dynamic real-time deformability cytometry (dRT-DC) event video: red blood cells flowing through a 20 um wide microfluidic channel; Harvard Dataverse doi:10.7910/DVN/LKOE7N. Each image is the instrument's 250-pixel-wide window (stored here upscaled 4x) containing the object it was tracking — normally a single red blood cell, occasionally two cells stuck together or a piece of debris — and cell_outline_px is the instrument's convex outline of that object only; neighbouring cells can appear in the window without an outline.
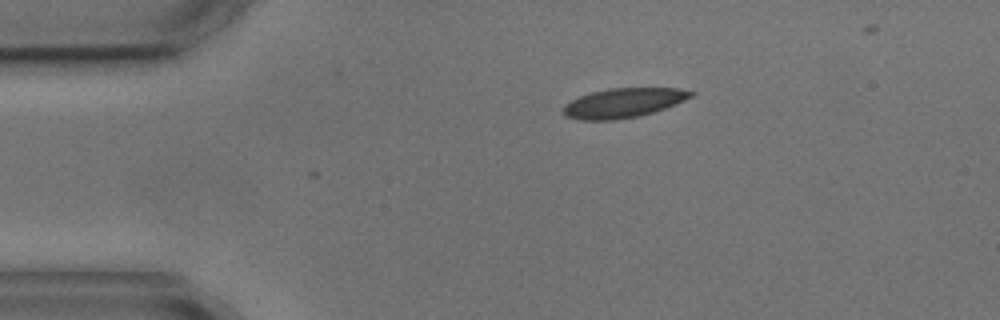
{"species": "common noctule bat (a hibernating species)", "species_latin": "Nyctalus noctula", "temperature_condition": "cold", "stored_images_in_passage": 6, "camera_frame_rate_fps": 3000, "um_per_image_px": 0.085, "animal": {"sex": "male", "body_mass_g": 17.9, "forearm_length_mm": 54.2}, "frame": {"image": 1, "passage_image": 1, "time_ms": 0.0, "image_size_px": [1000, 320], "cell_outline_px": [[696, 92], [692, 96], [676, 104], [640, 116], [612, 120], [580, 120], [564, 116], [564, 104], [580, 96], [592, 92], [608, 88], [680, 88]], "centroid_in_image_um": [52.99, 8.74], "position_along_channel_um": 32.0, "area_um2": 21.85}}
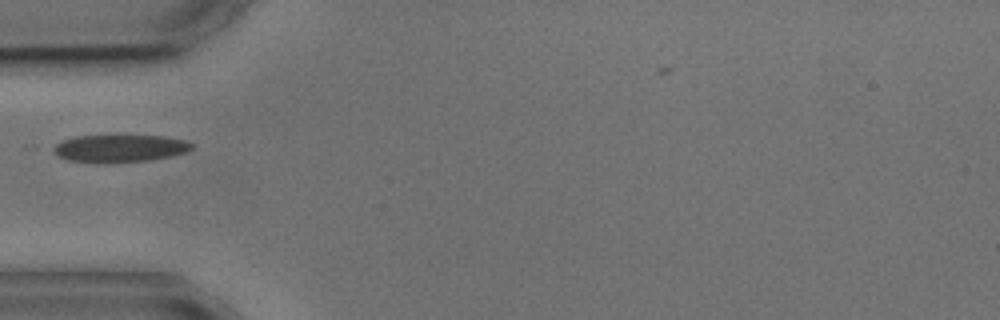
{"frame": {"image": 2, "passage_image": 3, "time_ms": 2.333, "image_size_px": [1000, 320], "cell_outline_px": [[196, 144], [188, 152], [172, 156], [148, 160], [104, 164], [96, 164], [68, 160], [56, 156], [52, 148], [56, 144], [64, 140], [76, 136], [120, 132], [124, 132], [164, 136], [188, 140]], "centroid_in_image_um": [10.21, 12.56], "position_along_channel_um": 74.8, "area_um2": 23.93}}
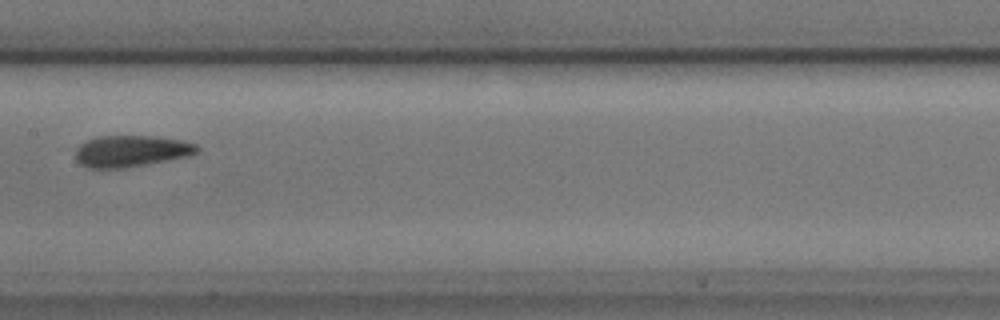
{"frame": {"image": 3, "passage_image": 6, "time_ms": 5.667, "image_size_px": [1000, 320], "cell_outline_px": [[200, 152], [188, 156], [124, 168], [88, 168], [80, 164], [76, 160], [76, 148], [80, 144], [88, 140], [100, 136], [152, 136], [180, 140], [196, 144], [200, 148]], "centroid_in_image_um": [11.15, 12.84], "position_along_channel_um": 196.3, "area_um2": 22.2}}